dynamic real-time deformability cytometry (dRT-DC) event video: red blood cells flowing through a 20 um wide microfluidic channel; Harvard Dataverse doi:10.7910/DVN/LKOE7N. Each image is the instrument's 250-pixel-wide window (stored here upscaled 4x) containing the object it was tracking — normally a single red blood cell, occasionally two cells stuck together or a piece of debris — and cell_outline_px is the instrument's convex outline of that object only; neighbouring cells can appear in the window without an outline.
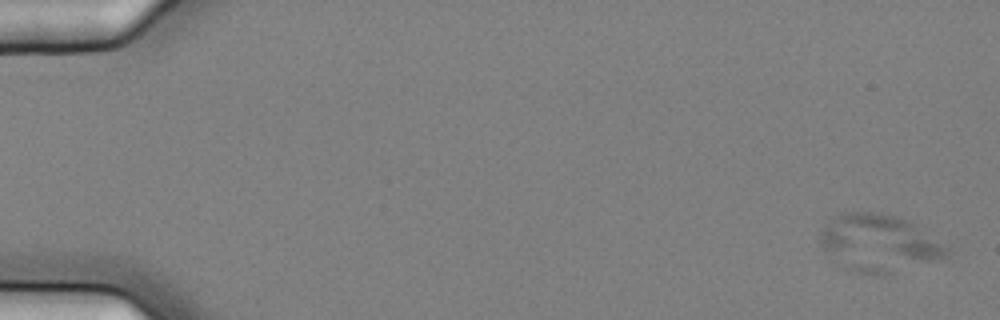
{"species": "common noctule bat (a hibernating species)", "species_latin": "Nyctalus noctula", "temperature_condition": "cold", "stored_images_in_passage": 7, "camera_frame_rate_fps": 3000, "um_per_image_px": 0.085, "animal": {"sex": "female", "body_mass_g": 25.1}, "frame": {"image": 1, "passage_image": 2, "time_ms": 0.333, "image_size_px": [1000, 320], "cell_outline_px": [[952, 252], [948, 256], [880, 276], [852, 272], [828, 260], [820, 244], [820, 232], [824, 224], [836, 216], [844, 212], [880, 212], [896, 216], [916, 224], [948, 248]], "centroid_in_image_um": [74.62, 20.68], "position_along_channel_um": 10.4, "area_um2": 42.66}}